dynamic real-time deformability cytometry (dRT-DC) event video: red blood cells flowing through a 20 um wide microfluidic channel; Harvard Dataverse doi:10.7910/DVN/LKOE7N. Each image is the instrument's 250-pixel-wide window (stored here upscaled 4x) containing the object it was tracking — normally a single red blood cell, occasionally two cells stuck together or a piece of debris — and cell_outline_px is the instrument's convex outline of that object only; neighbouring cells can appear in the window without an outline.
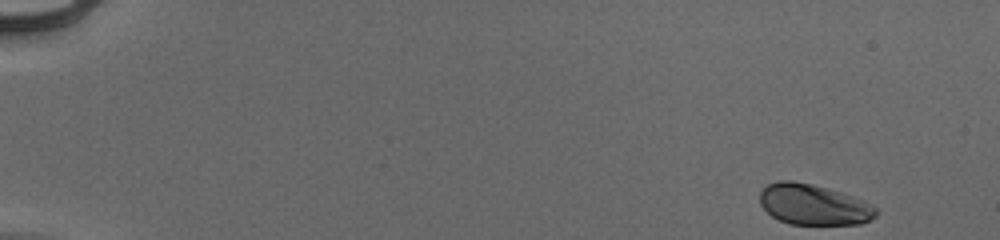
{"species": "human", "species_latin": "Homo sapiens", "temperature_condition": "cold", "stored_images_in_passage": 51, "camera_frame_rate_fps": 3000, "um_per_image_px": 0.085, "donor": {"sex": "male"}, "frame": {"image": 1, "passage_image": 1, "time_ms": 0.0, "image_size_px": [1000, 240], "cell_outline_px": [[876, 216], [860, 224], [788, 224], [772, 216], [760, 204], [760, 192], [768, 184], [780, 180], [792, 180], [812, 184], [840, 192], [852, 196], [876, 208]], "centroid_in_image_um": [69.11, 17.39], "position_along_channel_um": 15.9, "area_um2": 27.17}}
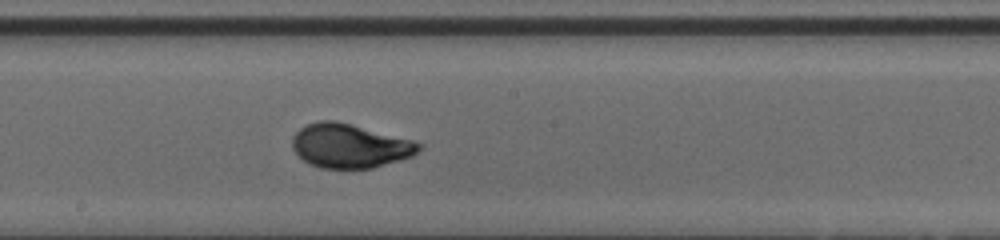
{"frame": {"image": 2, "passage_image": 29, "time_ms": 9.333, "image_size_px": [1000, 240], "cell_outline_px": [[424, 144], [412, 156], [372, 168], [320, 168], [308, 164], [292, 148], [292, 136], [300, 128], [308, 124], [320, 120], [336, 120], [352, 124], [412, 140]], "centroid_in_image_um": [29.71, 12.39], "position_along_channel_um": 218.5, "area_um2": 32.37}}
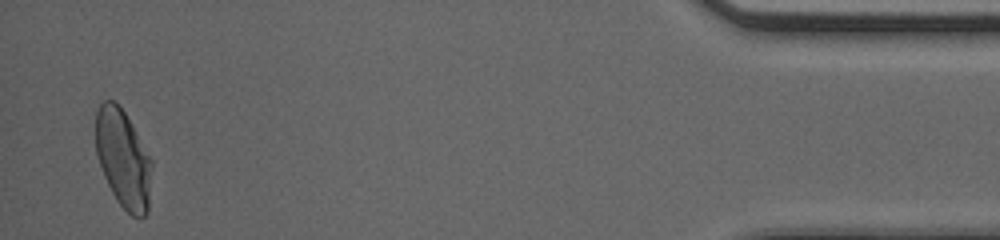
{"frame": {"image": 3, "passage_image": 50, "time_ms": 16.333, "image_size_px": [1000, 240], "cell_outline_px": [[152, 168], [148, 212], [140, 220], [132, 216], [116, 200], [104, 176], [96, 152], [96, 112], [100, 104], [104, 100], [112, 100], [124, 112], [132, 124], [152, 160]], "centroid_in_image_um": [10.49, 13.53], "position_along_channel_um": 424.7, "area_um2": 32.02}, "authors_computed_cell_mechanics": {"area_um2": 31.2698, "velocity_mm_per_s": 3.9419, "shape_relaxation_time_tau1_ms": 3.0119, "shape_relaxation_time_tau2_ms": null, "deformation_change_tau1": 0.1486, "deformation_change_tau2": null}}